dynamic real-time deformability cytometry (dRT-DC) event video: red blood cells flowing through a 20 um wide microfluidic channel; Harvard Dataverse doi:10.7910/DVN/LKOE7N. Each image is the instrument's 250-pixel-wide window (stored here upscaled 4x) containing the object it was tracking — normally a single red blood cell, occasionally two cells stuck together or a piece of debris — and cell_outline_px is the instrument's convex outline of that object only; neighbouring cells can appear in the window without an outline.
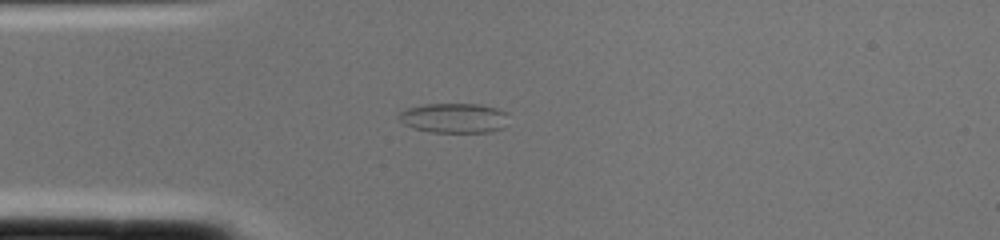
{"species": "common noctule bat (a hibernating species)", "species_latin": "Nyctalus noctula", "temperature_condition": "cold", "stored_images_in_passage": 3, "camera_frame_rate_fps": 3000, "um_per_image_px": 0.085, "animal": {"sex": "female", "body_mass_g": 22.0, "forearm_length_mm": 56.7}, "frame": {"image": 1, "passage_image": 2, "time_ms": 0.333, "image_size_px": [1000, 240], "cell_outline_px": [[508, 112], [504, 128], [492, 132], [432, 132], [412, 128], [404, 124], [396, 116], [400, 112], [408, 108], [424, 104], [480, 104], [496, 108]], "centroid_in_image_um": [38.6, 10.03], "position_along_channel_um": 46.4, "area_um2": 19.19}}